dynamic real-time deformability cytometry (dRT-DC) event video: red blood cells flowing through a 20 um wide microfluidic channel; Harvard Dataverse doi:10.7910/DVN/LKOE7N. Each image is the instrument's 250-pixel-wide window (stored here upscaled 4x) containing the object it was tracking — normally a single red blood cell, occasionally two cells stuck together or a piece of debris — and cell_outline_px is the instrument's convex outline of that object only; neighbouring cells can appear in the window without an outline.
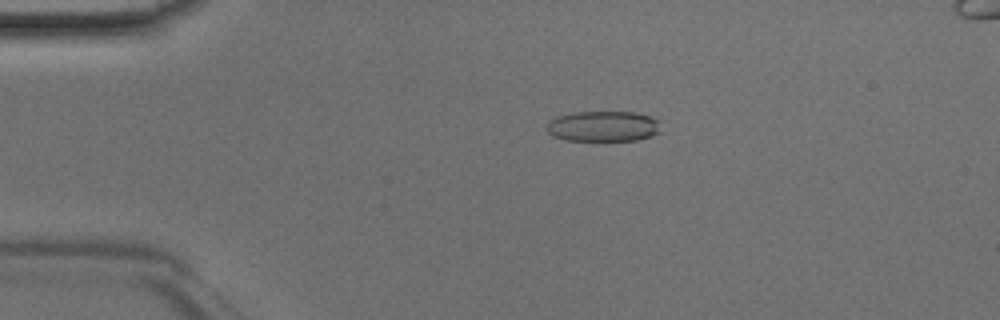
{"species": "Egyptian fruit bat (a non-hibernating species)", "species_latin": "Rousettus aegyptiacus", "temperature_condition": "room temperature", "stored_images_in_passage": 41, "camera_frame_rate_fps": 3000, "um_per_image_px": 0.085, "animal": {"sex": "male"}, "frame": {"image": 1, "passage_image": 5, "time_ms": 1.333, "image_size_px": [1000, 320], "cell_outline_px": [[660, 132], [652, 136], [636, 140], [564, 140], [552, 136], [544, 128], [548, 120], [556, 116], [576, 112], [636, 112], [652, 116], [660, 120]], "centroid_in_image_um": [51.27, 10.72], "position_along_channel_um": 33.7, "area_um2": 20.69}}
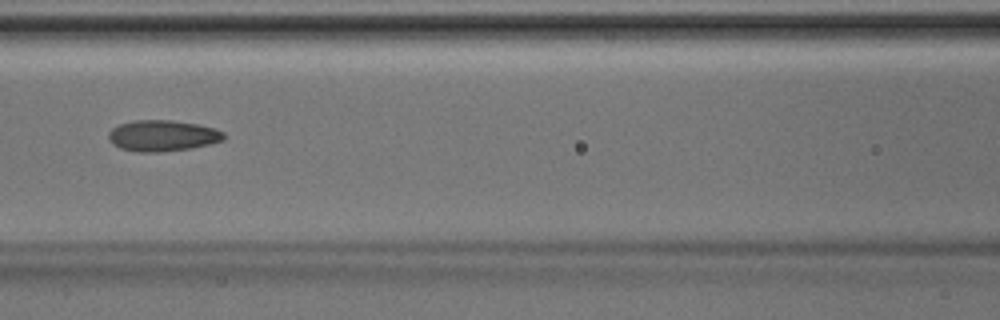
{"frame": {"image": 2, "passage_image": 16, "time_ms": 5.0, "image_size_px": [1000, 320], "cell_outline_px": [[224, 140], [192, 148], [160, 152], [140, 152], [120, 148], [112, 144], [108, 140], [108, 132], [112, 128], [120, 124], [132, 120], [172, 120], [200, 124], [216, 128], [224, 132]], "centroid_in_image_um": [13.81, 11.52], "position_along_channel_um": 152.8, "area_um2": 21.1}}
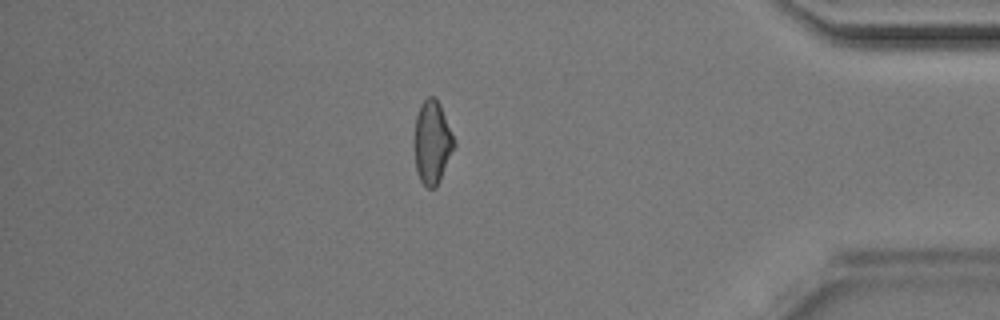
{"frame": {"image": 3, "passage_image": 35, "time_ms": 11.333, "image_size_px": [1000, 320], "cell_outline_px": [[456, 144], [440, 180], [436, 188], [428, 188], [420, 180], [416, 168], [416, 116], [420, 104], [428, 96], [432, 96], [440, 104], [456, 140]], "centroid_in_image_um": [36.78, 12.09], "position_along_channel_um": 398.4, "area_um2": 18.96}}